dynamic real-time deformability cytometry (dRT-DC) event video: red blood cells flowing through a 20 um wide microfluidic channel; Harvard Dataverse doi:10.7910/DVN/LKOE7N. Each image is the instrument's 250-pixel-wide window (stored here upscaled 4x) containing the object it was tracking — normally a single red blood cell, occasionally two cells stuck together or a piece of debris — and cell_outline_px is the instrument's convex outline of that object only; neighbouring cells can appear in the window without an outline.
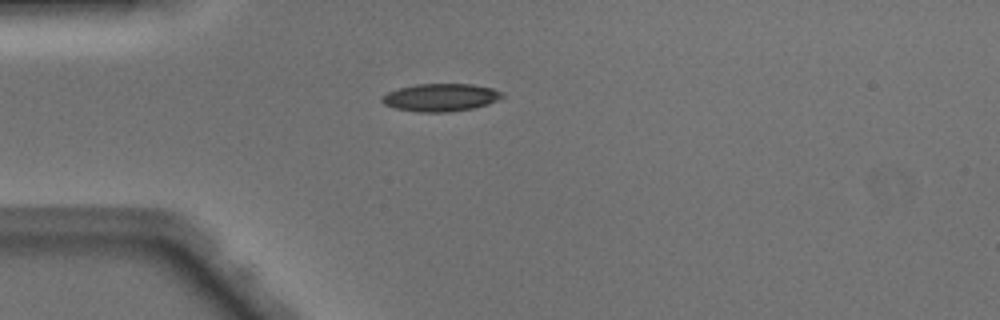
{"species": "Egyptian fruit bat (a non-hibernating species)", "species_latin": "Rousettus aegyptiacus", "temperature_condition": "warm", "stored_images_in_passage": 31, "camera_frame_rate_fps": 3000, "um_per_image_px": 0.085, "animal": {"sex": "male"}, "frame": {"image": 1, "passage_image": 1, "time_ms": 0.0, "image_size_px": [1000, 320], "cell_outline_px": [[504, 96], [488, 104], [472, 108], [448, 112], [416, 112], [396, 108], [384, 104], [380, 100], [380, 96], [388, 92], [400, 88], [416, 84], [472, 84], [492, 88], [504, 92]], "centroid_in_image_um": [37.44, 8.28], "position_along_channel_um": 47.6, "area_um2": 19.42}}
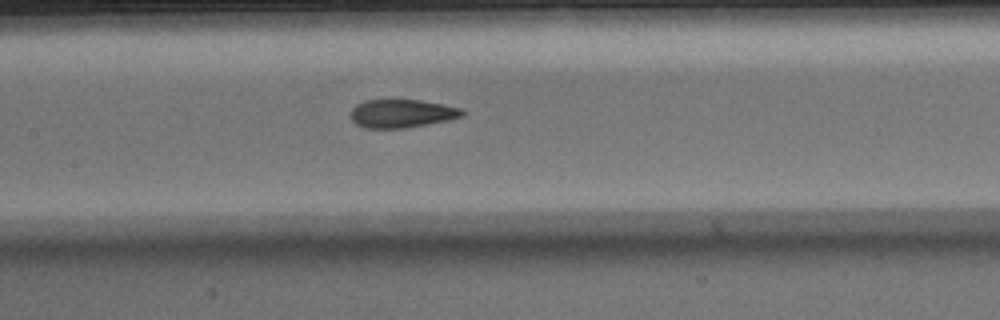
{"frame": {"image": 2, "passage_image": 11, "time_ms": 3.333, "image_size_px": [1000, 320], "cell_outline_px": [[464, 116], [448, 120], [428, 124], [404, 128], [364, 128], [356, 124], [352, 120], [352, 108], [356, 104], [364, 100], [420, 100], [444, 104], [460, 108], [464, 112]], "centroid_in_image_um": [34.16, 9.65], "position_along_channel_um": 173.2, "area_um2": 18.38}}
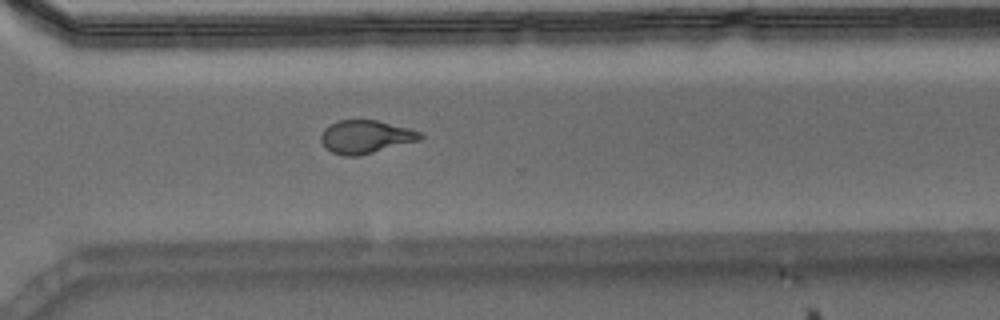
{"frame": {"image": 3, "passage_image": 23, "time_ms": 7.333, "image_size_px": [1000, 320], "cell_outline_px": [[424, 136], [420, 140], [360, 156], [344, 156], [332, 152], [324, 148], [320, 140], [320, 136], [324, 128], [328, 124], [336, 120], [376, 120], [408, 128], [420, 132]], "centroid_in_image_um": [31.03, 11.63], "position_along_channel_um": 339.6, "area_um2": 19.36}, "authors_computed_cell_mechanics": {"area_um2": 19.4208, "velocity_mm_per_s": 4.1708, "shape_relaxation_time_tau1_ms": 4.2642, "shape_relaxation_time_tau2_ms": 1.4044, "deformation_change_tau1": 0.1911, "deformation_change_tau2": 0.0964}}